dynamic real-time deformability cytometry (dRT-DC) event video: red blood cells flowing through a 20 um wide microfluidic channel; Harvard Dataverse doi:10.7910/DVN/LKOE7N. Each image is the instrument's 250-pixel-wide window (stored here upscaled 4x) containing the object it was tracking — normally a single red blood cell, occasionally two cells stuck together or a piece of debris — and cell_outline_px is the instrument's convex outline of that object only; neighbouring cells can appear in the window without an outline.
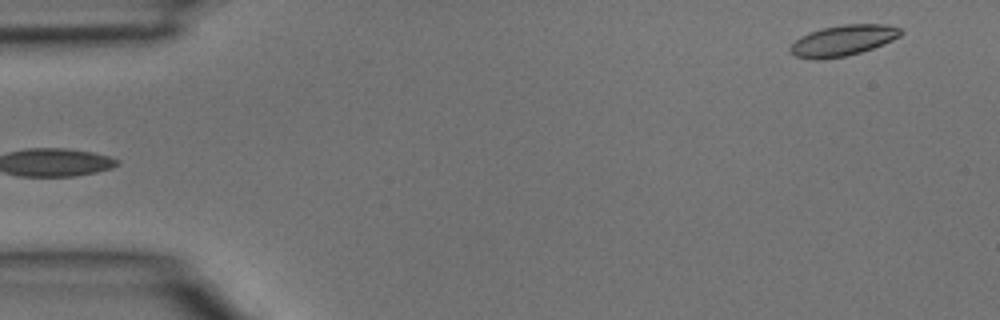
{"species": "common noctule bat (a hibernating species)", "species_latin": "Nyctalus noctula", "temperature_condition": "room temperature", "stored_images_in_passage": 4, "camera_frame_rate_fps": 3000, "um_per_image_px": 0.085, "animal": {"sex": "male", "body_mass_g": 15.6}, "frame": {"image": 1, "passage_image": 4, "time_ms": 1.0, "image_size_px": [1000, 320], "cell_outline_px": [[904, 32], [900, 36], [892, 40], [872, 48], [860, 52], [844, 56], [820, 60], [816, 60], [796, 56], [788, 48], [800, 36], [808, 32], [824, 28], [844, 24], [884, 24], [900, 28]], "centroid_in_image_um": [71.65, 3.43], "position_along_channel_um": 13.4, "area_um2": 19.65}}